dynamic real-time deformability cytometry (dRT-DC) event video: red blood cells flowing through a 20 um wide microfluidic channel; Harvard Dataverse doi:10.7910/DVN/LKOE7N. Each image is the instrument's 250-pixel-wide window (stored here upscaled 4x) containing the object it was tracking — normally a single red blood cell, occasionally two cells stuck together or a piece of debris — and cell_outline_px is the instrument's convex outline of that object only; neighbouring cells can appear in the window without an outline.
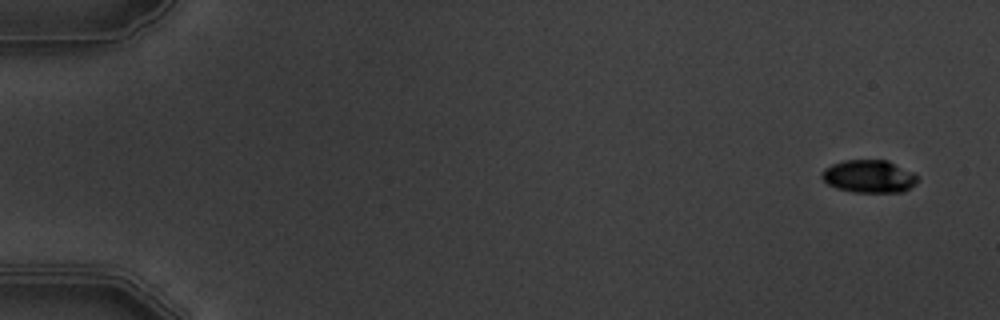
{"species": "common noctule bat (a hibernating species)", "species_latin": "Nyctalus noctula", "temperature_condition": "warm", "stored_images_in_passage": 5, "camera_frame_rate_fps": 3000, "um_per_image_px": 0.085, "animal": {"sex": "male", "body_mass_g": 19.5, "forearm_length_mm": 54.6}, "frame": {"image": 1, "passage_image": 2, "time_ms": 1.0, "image_size_px": [1000, 320], "cell_outline_px": [[916, 184], [904, 192], [852, 192], [836, 188], [828, 184], [820, 176], [820, 172], [824, 168], [832, 164], [844, 160], [888, 160], [912, 172], [916, 176]], "centroid_in_image_um": [73.83, 14.99], "position_along_channel_um": 11.2, "area_um2": 18.32}}